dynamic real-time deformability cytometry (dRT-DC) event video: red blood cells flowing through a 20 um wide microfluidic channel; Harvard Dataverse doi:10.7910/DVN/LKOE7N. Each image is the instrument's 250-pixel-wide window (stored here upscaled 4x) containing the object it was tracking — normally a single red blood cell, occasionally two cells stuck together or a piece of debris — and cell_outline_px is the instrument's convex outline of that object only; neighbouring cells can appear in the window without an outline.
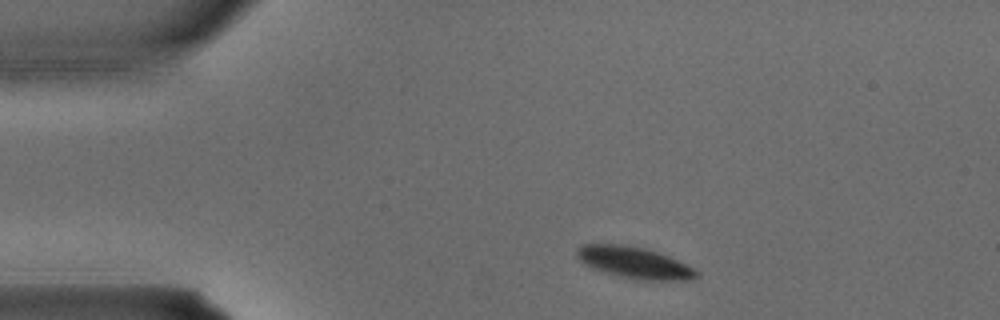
{"species": "common noctule bat (a hibernating species)", "species_latin": "Nyctalus noctula", "temperature_condition": "warm", "stored_images_in_passage": 3, "camera_frame_rate_fps": 3000, "um_per_image_px": 0.085, "animal": {"sex": "male", "body_mass_g": 15.6}, "frame": {"image": 1, "passage_image": 1, "time_ms": 0.0, "image_size_px": [1000, 320], "cell_outline_px": [[700, 276], [684, 280], [644, 280], [620, 276], [604, 272], [592, 268], [584, 264], [576, 256], [576, 248], [584, 244], [620, 244], [644, 248], [668, 256], [700, 272]], "centroid_in_image_um": [53.87, 22.32], "position_along_channel_um": 31.1, "area_um2": 21.68}}
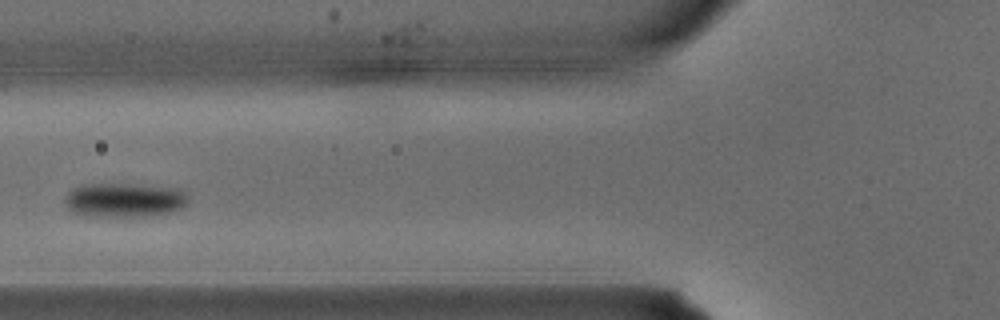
{"frame": {"image": 2, "passage_image": 3, "time_ms": 0.667, "image_size_px": [1000, 320], "cell_outline_px": [[188, 204], [184, 208], [172, 212], [148, 216], [88, 216], [72, 212], [64, 204], [64, 196], [72, 188], [80, 184], [132, 184], [180, 188], [188, 196]], "centroid_in_image_um": [10.57, 17.0], "position_along_channel_um": 115.2, "area_um2": 25.09}}